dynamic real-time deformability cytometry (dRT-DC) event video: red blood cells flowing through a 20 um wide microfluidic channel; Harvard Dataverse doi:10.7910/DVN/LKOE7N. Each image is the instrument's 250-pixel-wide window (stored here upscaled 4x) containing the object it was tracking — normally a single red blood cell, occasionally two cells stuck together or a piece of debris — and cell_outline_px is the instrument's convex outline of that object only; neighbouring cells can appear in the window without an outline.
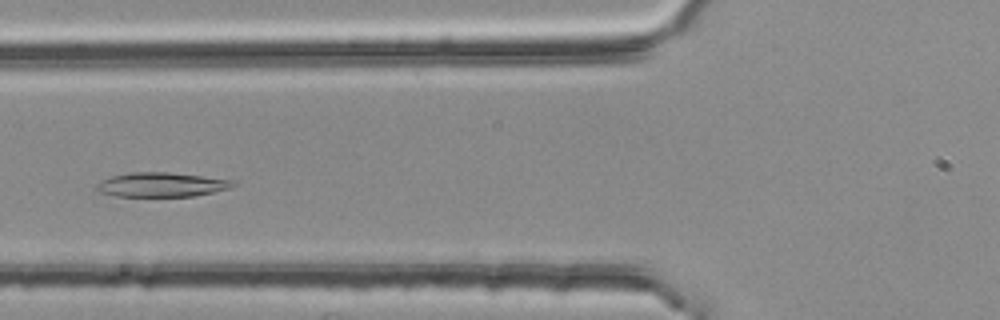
{"species": "common noctule bat (a hibernating species)", "species_latin": "Nyctalus noctula", "temperature_condition": "room temperature", "stored_images_in_passage": 39, "camera_frame_rate_fps": 3000, "um_per_image_px": 0.085, "animal": {"sex": "female", "body_mass_g": 25.1}, "frame": {"image": 1, "passage_image": 8, "time_ms": 2.333, "image_size_px": [1000, 320], "cell_outline_px": [[236, 184], [232, 188], [192, 196], [116, 196], [96, 192], [96, 184], [100, 180], [112, 176], [132, 172], [168, 172], [232, 180]], "centroid_in_image_um": [13.67, 15.7], "position_along_channel_um": 112.1, "area_um2": 19.31}}
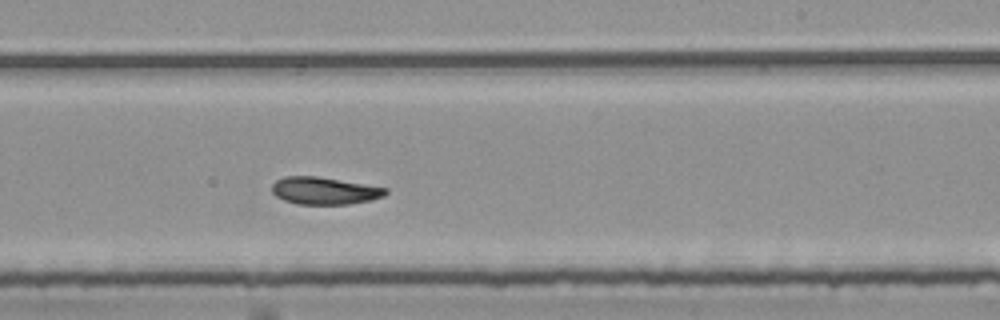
{"frame": {"image": 2, "passage_image": 20, "time_ms": 6.333, "image_size_px": [1000, 320], "cell_outline_px": [[388, 192], [384, 196], [372, 200], [348, 204], [296, 204], [284, 200], [276, 196], [272, 192], [272, 184], [276, 180], [284, 176], [316, 176], [388, 188]], "centroid_in_image_um": [27.57, 16.21], "position_along_channel_um": 261.4, "area_um2": 18.09}}
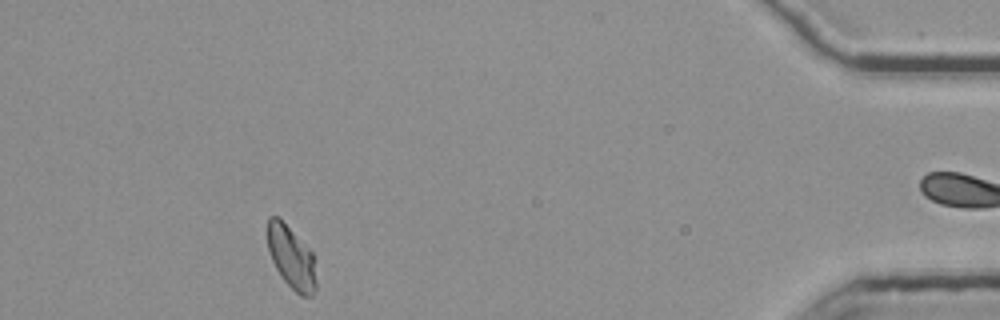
{"frame": {"image": 3, "passage_image": 37, "time_ms": 12.0, "image_size_px": [1000, 320], "cell_outline_px": [[316, 288], [312, 296], [300, 296], [284, 280], [276, 268], [272, 260], [268, 248], [268, 216], [280, 216], [312, 252], [316, 280]], "centroid_in_image_um": [24.76, 21.85], "position_along_channel_um": 410.4, "area_um2": 17.69}, "authors_computed_cell_mechanics": {"area_um2": 18.496, "velocity_mm_per_s": 3.7457, "shape_relaxation_time_tau1_ms": null, "shape_relaxation_time_tau2_ms": 4.3337, "deformation_change_tau1": null, "deformation_change_tau2": 0.0544}}